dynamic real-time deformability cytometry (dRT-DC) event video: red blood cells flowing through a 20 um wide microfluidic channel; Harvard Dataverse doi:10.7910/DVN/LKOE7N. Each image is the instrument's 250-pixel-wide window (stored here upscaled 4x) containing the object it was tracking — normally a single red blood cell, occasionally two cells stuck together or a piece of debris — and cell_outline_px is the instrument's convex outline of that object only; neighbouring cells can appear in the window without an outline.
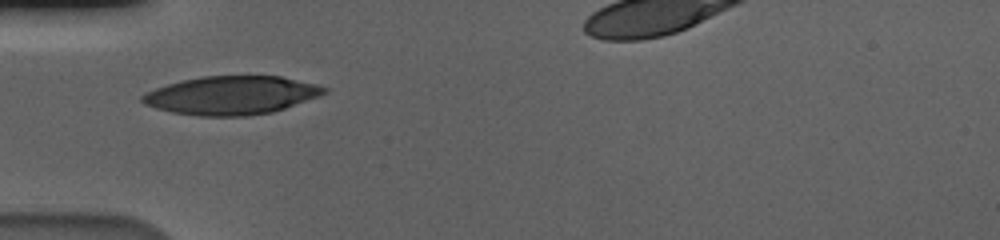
{"species": "human", "species_latin": "Homo sapiens", "temperature_condition": "cold", "stored_images_in_passage": 36, "camera_frame_rate_fps": 3000, "um_per_image_px": 0.085, "donor": {"sex": "male"}, "frame": {"image": 1, "passage_image": 1, "time_ms": 0.0, "image_size_px": [1000, 240], "cell_outline_px": [[328, 92], [320, 96], [272, 112], [248, 116], [200, 116], [172, 112], [156, 108], [144, 104], [140, 100], [140, 96], [156, 88], [168, 84], [200, 76], [280, 76], [316, 84], [328, 88]], "centroid_in_image_um": [19.68, 8.1], "position_along_channel_um": 65.3, "area_um2": 40.63}}
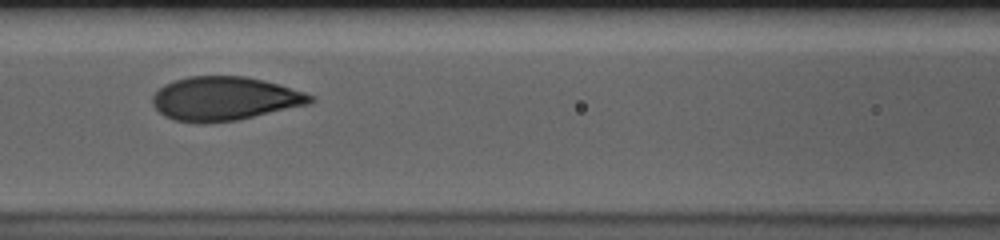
{"frame": {"image": 2, "passage_image": 8, "time_ms": 2.333, "image_size_px": [1000, 240], "cell_outline_px": [[316, 100], [312, 104], [236, 120], [204, 124], [196, 124], [172, 120], [164, 116], [152, 104], [152, 96], [164, 84], [188, 76], [244, 76], [264, 80], [304, 92], [316, 96]], "centroid_in_image_um": [19.1, 8.4], "position_along_channel_um": 147.5, "area_um2": 40.63}}
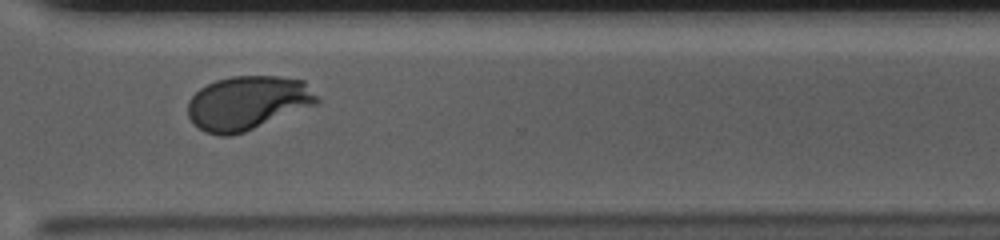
{"frame": {"image": 3, "passage_image": 25, "time_ms": 8.0, "image_size_px": [1000, 240], "cell_outline_px": [[320, 100], [316, 104], [244, 132], [232, 136], [220, 136], [204, 132], [192, 124], [188, 116], [188, 100], [200, 88], [216, 80], [232, 76], [276, 76], [304, 80]], "centroid_in_image_um": [21.01, 8.75], "position_along_channel_um": 349.6, "area_um2": 40.58}, "authors_computed_cell_mechanics": {"area_um2": 40.3444, "velocity_mm_per_s": 3.5743, "shape_relaxation_time_tau1_ms": 3.7299, "shape_relaxation_time_tau2_ms": null, "deformation_change_tau1": 0.1824, "deformation_change_tau2": null}}